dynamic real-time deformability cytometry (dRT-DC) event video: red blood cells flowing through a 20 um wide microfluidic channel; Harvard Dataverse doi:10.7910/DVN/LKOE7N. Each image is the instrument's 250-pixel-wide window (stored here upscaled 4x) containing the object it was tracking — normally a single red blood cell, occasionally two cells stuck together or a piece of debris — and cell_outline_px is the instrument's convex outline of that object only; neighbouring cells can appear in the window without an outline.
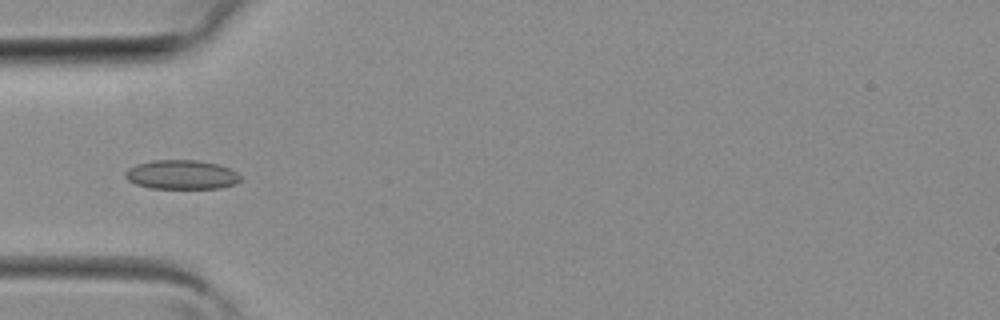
{"species": "common noctule bat (a hibernating species)", "species_latin": "Nyctalus noctula", "temperature_condition": "room temperature", "stored_images_in_passage": 19, "camera_frame_rate_fps": 3000, "um_per_image_px": 0.085, "animal": {"sex": "female", "body_mass_g": 19.3, "forearm_length_mm": 54.1}, "frame": {"image": 1, "passage_image": 3, "time_ms": 0.667, "image_size_px": [1000, 320], "cell_outline_px": [[240, 180], [236, 184], [220, 188], [148, 188], [136, 184], [128, 180], [124, 176], [124, 172], [128, 168], [136, 164], [152, 160], [196, 160], [220, 164], [236, 172], [240, 176]], "centroid_in_image_um": [15.41, 14.84], "position_along_channel_um": 69.6, "area_um2": 19.71}}
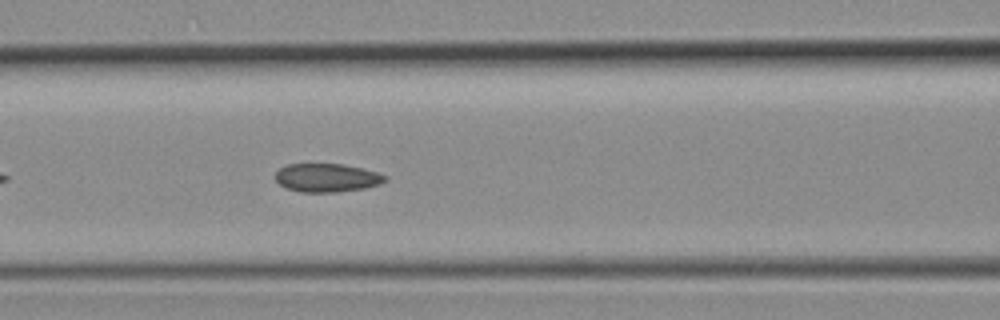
{"frame": {"image": 2, "passage_image": 7, "time_ms": 2.0, "image_size_px": [1000, 320], "cell_outline_px": [[388, 180], [380, 184], [364, 188], [336, 192], [300, 192], [288, 188], [280, 184], [276, 180], [276, 172], [280, 168], [288, 164], [344, 164], [376, 172], [388, 176]], "centroid_in_image_um": [27.81, 15.11], "position_along_channel_um": 138.8, "area_um2": 18.09}}
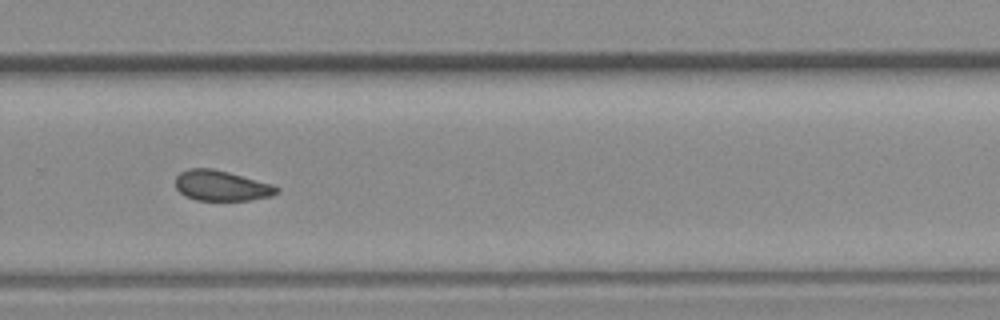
{"frame": {"image": 3, "passage_image": 17, "time_ms": 5.333, "image_size_px": [1000, 320], "cell_outline_px": [[280, 192], [272, 196], [252, 200], [196, 200], [184, 196], [176, 188], [176, 176], [180, 172], [188, 168], [212, 168], [228, 172], [272, 184], [280, 188]], "centroid_in_image_um": [18.83, 15.79], "position_along_channel_um": 311.0, "area_um2": 18.03}}